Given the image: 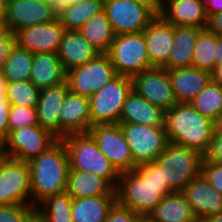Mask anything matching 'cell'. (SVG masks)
I'll return each instance as SVG.
<instances>
[{
  "label": "cell",
  "mask_w": 222,
  "mask_h": 222,
  "mask_svg": "<svg viewBox=\"0 0 222 222\" xmlns=\"http://www.w3.org/2000/svg\"><path fill=\"white\" fill-rule=\"evenodd\" d=\"M10 112V103L7 97H0V137L5 140L9 133L8 117Z\"/></svg>",
  "instance_id": "cell-43"
},
{
  "label": "cell",
  "mask_w": 222,
  "mask_h": 222,
  "mask_svg": "<svg viewBox=\"0 0 222 222\" xmlns=\"http://www.w3.org/2000/svg\"><path fill=\"white\" fill-rule=\"evenodd\" d=\"M33 65V53L15 44L2 69L7 82L26 81L30 79Z\"/></svg>",
  "instance_id": "cell-33"
},
{
  "label": "cell",
  "mask_w": 222,
  "mask_h": 222,
  "mask_svg": "<svg viewBox=\"0 0 222 222\" xmlns=\"http://www.w3.org/2000/svg\"><path fill=\"white\" fill-rule=\"evenodd\" d=\"M58 138L40 125L21 127L9 131L4 140V151L8 158L29 162L53 145Z\"/></svg>",
  "instance_id": "cell-11"
},
{
  "label": "cell",
  "mask_w": 222,
  "mask_h": 222,
  "mask_svg": "<svg viewBox=\"0 0 222 222\" xmlns=\"http://www.w3.org/2000/svg\"><path fill=\"white\" fill-rule=\"evenodd\" d=\"M88 133L120 174L135 169L137 165L133 162L120 124L92 125Z\"/></svg>",
  "instance_id": "cell-13"
},
{
  "label": "cell",
  "mask_w": 222,
  "mask_h": 222,
  "mask_svg": "<svg viewBox=\"0 0 222 222\" xmlns=\"http://www.w3.org/2000/svg\"><path fill=\"white\" fill-rule=\"evenodd\" d=\"M148 217L153 222H198L181 192L164 196Z\"/></svg>",
  "instance_id": "cell-28"
},
{
  "label": "cell",
  "mask_w": 222,
  "mask_h": 222,
  "mask_svg": "<svg viewBox=\"0 0 222 222\" xmlns=\"http://www.w3.org/2000/svg\"><path fill=\"white\" fill-rule=\"evenodd\" d=\"M141 222H153L149 217H144Z\"/></svg>",
  "instance_id": "cell-58"
},
{
  "label": "cell",
  "mask_w": 222,
  "mask_h": 222,
  "mask_svg": "<svg viewBox=\"0 0 222 222\" xmlns=\"http://www.w3.org/2000/svg\"><path fill=\"white\" fill-rule=\"evenodd\" d=\"M79 31L100 53H106L109 50L115 37L104 9L93 15Z\"/></svg>",
  "instance_id": "cell-30"
},
{
  "label": "cell",
  "mask_w": 222,
  "mask_h": 222,
  "mask_svg": "<svg viewBox=\"0 0 222 222\" xmlns=\"http://www.w3.org/2000/svg\"><path fill=\"white\" fill-rule=\"evenodd\" d=\"M211 79L213 82L222 85V64L215 65L214 70L211 72Z\"/></svg>",
  "instance_id": "cell-47"
},
{
  "label": "cell",
  "mask_w": 222,
  "mask_h": 222,
  "mask_svg": "<svg viewBox=\"0 0 222 222\" xmlns=\"http://www.w3.org/2000/svg\"><path fill=\"white\" fill-rule=\"evenodd\" d=\"M215 124L222 125V109H221L220 115H219L217 121L215 122Z\"/></svg>",
  "instance_id": "cell-54"
},
{
  "label": "cell",
  "mask_w": 222,
  "mask_h": 222,
  "mask_svg": "<svg viewBox=\"0 0 222 222\" xmlns=\"http://www.w3.org/2000/svg\"><path fill=\"white\" fill-rule=\"evenodd\" d=\"M203 161L222 164V125H215L208 149L203 154Z\"/></svg>",
  "instance_id": "cell-39"
},
{
  "label": "cell",
  "mask_w": 222,
  "mask_h": 222,
  "mask_svg": "<svg viewBox=\"0 0 222 222\" xmlns=\"http://www.w3.org/2000/svg\"><path fill=\"white\" fill-rule=\"evenodd\" d=\"M5 29L4 23H3V18H0V33Z\"/></svg>",
  "instance_id": "cell-55"
},
{
  "label": "cell",
  "mask_w": 222,
  "mask_h": 222,
  "mask_svg": "<svg viewBox=\"0 0 222 222\" xmlns=\"http://www.w3.org/2000/svg\"><path fill=\"white\" fill-rule=\"evenodd\" d=\"M181 193L198 222L222 211V194L216 191L202 174L193 179Z\"/></svg>",
  "instance_id": "cell-17"
},
{
  "label": "cell",
  "mask_w": 222,
  "mask_h": 222,
  "mask_svg": "<svg viewBox=\"0 0 222 222\" xmlns=\"http://www.w3.org/2000/svg\"><path fill=\"white\" fill-rule=\"evenodd\" d=\"M177 103H190L212 80L211 73L195 67L168 70Z\"/></svg>",
  "instance_id": "cell-23"
},
{
  "label": "cell",
  "mask_w": 222,
  "mask_h": 222,
  "mask_svg": "<svg viewBox=\"0 0 222 222\" xmlns=\"http://www.w3.org/2000/svg\"><path fill=\"white\" fill-rule=\"evenodd\" d=\"M72 200L67 192L48 196L36 206V216L41 222H73Z\"/></svg>",
  "instance_id": "cell-31"
},
{
  "label": "cell",
  "mask_w": 222,
  "mask_h": 222,
  "mask_svg": "<svg viewBox=\"0 0 222 222\" xmlns=\"http://www.w3.org/2000/svg\"><path fill=\"white\" fill-rule=\"evenodd\" d=\"M119 124L136 165L155 161L169 143L163 126Z\"/></svg>",
  "instance_id": "cell-8"
},
{
  "label": "cell",
  "mask_w": 222,
  "mask_h": 222,
  "mask_svg": "<svg viewBox=\"0 0 222 222\" xmlns=\"http://www.w3.org/2000/svg\"><path fill=\"white\" fill-rule=\"evenodd\" d=\"M151 6L157 13L161 9V0H136Z\"/></svg>",
  "instance_id": "cell-50"
},
{
  "label": "cell",
  "mask_w": 222,
  "mask_h": 222,
  "mask_svg": "<svg viewBox=\"0 0 222 222\" xmlns=\"http://www.w3.org/2000/svg\"><path fill=\"white\" fill-rule=\"evenodd\" d=\"M222 12V0H210L206 6L207 16Z\"/></svg>",
  "instance_id": "cell-46"
},
{
  "label": "cell",
  "mask_w": 222,
  "mask_h": 222,
  "mask_svg": "<svg viewBox=\"0 0 222 222\" xmlns=\"http://www.w3.org/2000/svg\"><path fill=\"white\" fill-rule=\"evenodd\" d=\"M201 174L216 191L222 194V164L202 161Z\"/></svg>",
  "instance_id": "cell-41"
},
{
  "label": "cell",
  "mask_w": 222,
  "mask_h": 222,
  "mask_svg": "<svg viewBox=\"0 0 222 222\" xmlns=\"http://www.w3.org/2000/svg\"><path fill=\"white\" fill-rule=\"evenodd\" d=\"M28 162L5 157L0 164V205L32 206Z\"/></svg>",
  "instance_id": "cell-12"
},
{
  "label": "cell",
  "mask_w": 222,
  "mask_h": 222,
  "mask_svg": "<svg viewBox=\"0 0 222 222\" xmlns=\"http://www.w3.org/2000/svg\"><path fill=\"white\" fill-rule=\"evenodd\" d=\"M65 27L59 19L30 27L19 29L15 33V43L31 53H57Z\"/></svg>",
  "instance_id": "cell-16"
},
{
  "label": "cell",
  "mask_w": 222,
  "mask_h": 222,
  "mask_svg": "<svg viewBox=\"0 0 222 222\" xmlns=\"http://www.w3.org/2000/svg\"><path fill=\"white\" fill-rule=\"evenodd\" d=\"M217 34L203 28L199 31L193 52L192 67L212 72L215 68Z\"/></svg>",
  "instance_id": "cell-34"
},
{
  "label": "cell",
  "mask_w": 222,
  "mask_h": 222,
  "mask_svg": "<svg viewBox=\"0 0 222 222\" xmlns=\"http://www.w3.org/2000/svg\"><path fill=\"white\" fill-rule=\"evenodd\" d=\"M32 206L36 207L46 197L66 192L70 170L65 143L58 139L45 152L28 162Z\"/></svg>",
  "instance_id": "cell-2"
},
{
  "label": "cell",
  "mask_w": 222,
  "mask_h": 222,
  "mask_svg": "<svg viewBox=\"0 0 222 222\" xmlns=\"http://www.w3.org/2000/svg\"><path fill=\"white\" fill-rule=\"evenodd\" d=\"M215 61H216V65L222 64V36H218V35H217Z\"/></svg>",
  "instance_id": "cell-48"
},
{
  "label": "cell",
  "mask_w": 222,
  "mask_h": 222,
  "mask_svg": "<svg viewBox=\"0 0 222 222\" xmlns=\"http://www.w3.org/2000/svg\"><path fill=\"white\" fill-rule=\"evenodd\" d=\"M144 217L116 202L110 209L105 222H141Z\"/></svg>",
  "instance_id": "cell-40"
},
{
  "label": "cell",
  "mask_w": 222,
  "mask_h": 222,
  "mask_svg": "<svg viewBox=\"0 0 222 222\" xmlns=\"http://www.w3.org/2000/svg\"><path fill=\"white\" fill-rule=\"evenodd\" d=\"M116 75L109 56L100 53L86 64L67 71L65 80L69 91L90 98Z\"/></svg>",
  "instance_id": "cell-9"
},
{
  "label": "cell",
  "mask_w": 222,
  "mask_h": 222,
  "mask_svg": "<svg viewBox=\"0 0 222 222\" xmlns=\"http://www.w3.org/2000/svg\"><path fill=\"white\" fill-rule=\"evenodd\" d=\"M206 28L218 36H222V12L208 16Z\"/></svg>",
  "instance_id": "cell-44"
},
{
  "label": "cell",
  "mask_w": 222,
  "mask_h": 222,
  "mask_svg": "<svg viewBox=\"0 0 222 222\" xmlns=\"http://www.w3.org/2000/svg\"><path fill=\"white\" fill-rule=\"evenodd\" d=\"M6 156H0V164L2 162V160L5 158Z\"/></svg>",
  "instance_id": "cell-61"
},
{
  "label": "cell",
  "mask_w": 222,
  "mask_h": 222,
  "mask_svg": "<svg viewBox=\"0 0 222 222\" xmlns=\"http://www.w3.org/2000/svg\"><path fill=\"white\" fill-rule=\"evenodd\" d=\"M104 10L115 35L143 32L158 14L136 0H104Z\"/></svg>",
  "instance_id": "cell-10"
},
{
  "label": "cell",
  "mask_w": 222,
  "mask_h": 222,
  "mask_svg": "<svg viewBox=\"0 0 222 222\" xmlns=\"http://www.w3.org/2000/svg\"><path fill=\"white\" fill-rule=\"evenodd\" d=\"M3 23L14 34L22 28L57 19L52 5L39 0H4Z\"/></svg>",
  "instance_id": "cell-14"
},
{
  "label": "cell",
  "mask_w": 222,
  "mask_h": 222,
  "mask_svg": "<svg viewBox=\"0 0 222 222\" xmlns=\"http://www.w3.org/2000/svg\"><path fill=\"white\" fill-rule=\"evenodd\" d=\"M66 192L73 199L117 196L116 188L106 178L78 170H69Z\"/></svg>",
  "instance_id": "cell-25"
},
{
  "label": "cell",
  "mask_w": 222,
  "mask_h": 222,
  "mask_svg": "<svg viewBox=\"0 0 222 222\" xmlns=\"http://www.w3.org/2000/svg\"><path fill=\"white\" fill-rule=\"evenodd\" d=\"M215 122L190 103H177L164 111L163 127L170 143L195 150L202 155L212 139Z\"/></svg>",
  "instance_id": "cell-3"
},
{
  "label": "cell",
  "mask_w": 222,
  "mask_h": 222,
  "mask_svg": "<svg viewBox=\"0 0 222 222\" xmlns=\"http://www.w3.org/2000/svg\"><path fill=\"white\" fill-rule=\"evenodd\" d=\"M6 95L10 105L37 108L40 90L30 80L8 82Z\"/></svg>",
  "instance_id": "cell-36"
},
{
  "label": "cell",
  "mask_w": 222,
  "mask_h": 222,
  "mask_svg": "<svg viewBox=\"0 0 222 222\" xmlns=\"http://www.w3.org/2000/svg\"><path fill=\"white\" fill-rule=\"evenodd\" d=\"M39 1H42V2H46V3L52 4V1H53V0H39Z\"/></svg>",
  "instance_id": "cell-60"
},
{
  "label": "cell",
  "mask_w": 222,
  "mask_h": 222,
  "mask_svg": "<svg viewBox=\"0 0 222 222\" xmlns=\"http://www.w3.org/2000/svg\"><path fill=\"white\" fill-rule=\"evenodd\" d=\"M133 89L132 78L116 75L89 98L92 125L119 124L124 102Z\"/></svg>",
  "instance_id": "cell-7"
},
{
  "label": "cell",
  "mask_w": 222,
  "mask_h": 222,
  "mask_svg": "<svg viewBox=\"0 0 222 222\" xmlns=\"http://www.w3.org/2000/svg\"><path fill=\"white\" fill-rule=\"evenodd\" d=\"M99 54V50L79 30H66L57 51L65 72L86 64Z\"/></svg>",
  "instance_id": "cell-22"
},
{
  "label": "cell",
  "mask_w": 222,
  "mask_h": 222,
  "mask_svg": "<svg viewBox=\"0 0 222 222\" xmlns=\"http://www.w3.org/2000/svg\"><path fill=\"white\" fill-rule=\"evenodd\" d=\"M53 14L58 18L71 5V0H53Z\"/></svg>",
  "instance_id": "cell-45"
},
{
  "label": "cell",
  "mask_w": 222,
  "mask_h": 222,
  "mask_svg": "<svg viewBox=\"0 0 222 222\" xmlns=\"http://www.w3.org/2000/svg\"><path fill=\"white\" fill-rule=\"evenodd\" d=\"M63 69L57 53L41 52L33 54L30 81L39 89L58 85L65 81Z\"/></svg>",
  "instance_id": "cell-26"
},
{
  "label": "cell",
  "mask_w": 222,
  "mask_h": 222,
  "mask_svg": "<svg viewBox=\"0 0 222 222\" xmlns=\"http://www.w3.org/2000/svg\"><path fill=\"white\" fill-rule=\"evenodd\" d=\"M84 0H71V4H79L83 2Z\"/></svg>",
  "instance_id": "cell-59"
},
{
  "label": "cell",
  "mask_w": 222,
  "mask_h": 222,
  "mask_svg": "<svg viewBox=\"0 0 222 222\" xmlns=\"http://www.w3.org/2000/svg\"><path fill=\"white\" fill-rule=\"evenodd\" d=\"M164 111L162 107L153 105L132 89L124 102L119 123L163 126Z\"/></svg>",
  "instance_id": "cell-24"
},
{
  "label": "cell",
  "mask_w": 222,
  "mask_h": 222,
  "mask_svg": "<svg viewBox=\"0 0 222 222\" xmlns=\"http://www.w3.org/2000/svg\"><path fill=\"white\" fill-rule=\"evenodd\" d=\"M201 222H222V211L219 213H216L208 218H205Z\"/></svg>",
  "instance_id": "cell-51"
},
{
  "label": "cell",
  "mask_w": 222,
  "mask_h": 222,
  "mask_svg": "<svg viewBox=\"0 0 222 222\" xmlns=\"http://www.w3.org/2000/svg\"><path fill=\"white\" fill-rule=\"evenodd\" d=\"M174 192L155 161L121 173L116 188L117 202L145 217L150 215L164 196Z\"/></svg>",
  "instance_id": "cell-1"
},
{
  "label": "cell",
  "mask_w": 222,
  "mask_h": 222,
  "mask_svg": "<svg viewBox=\"0 0 222 222\" xmlns=\"http://www.w3.org/2000/svg\"><path fill=\"white\" fill-rule=\"evenodd\" d=\"M106 54L116 74L121 76L133 78L153 67L150 64L143 32L115 35Z\"/></svg>",
  "instance_id": "cell-6"
},
{
  "label": "cell",
  "mask_w": 222,
  "mask_h": 222,
  "mask_svg": "<svg viewBox=\"0 0 222 222\" xmlns=\"http://www.w3.org/2000/svg\"><path fill=\"white\" fill-rule=\"evenodd\" d=\"M36 215V207L25 204L0 205V222H29Z\"/></svg>",
  "instance_id": "cell-38"
},
{
  "label": "cell",
  "mask_w": 222,
  "mask_h": 222,
  "mask_svg": "<svg viewBox=\"0 0 222 222\" xmlns=\"http://www.w3.org/2000/svg\"><path fill=\"white\" fill-rule=\"evenodd\" d=\"M158 14L174 26H195L203 29L208 22L206 7L199 0H166Z\"/></svg>",
  "instance_id": "cell-21"
},
{
  "label": "cell",
  "mask_w": 222,
  "mask_h": 222,
  "mask_svg": "<svg viewBox=\"0 0 222 222\" xmlns=\"http://www.w3.org/2000/svg\"><path fill=\"white\" fill-rule=\"evenodd\" d=\"M174 25L166 22L159 14L143 31L150 64L163 67L173 46Z\"/></svg>",
  "instance_id": "cell-18"
},
{
  "label": "cell",
  "mask_w": 222,
  "mask_h": 222,
  "mask_svg": "<svg viewBox=\"0 0 222 222\" xmlns=\"http://www.w3.org/2000/svg\"><path fill=\"white\" fill-rule=\"evenodd\" d=\"M201 2L202 5H204L205 7L207 6V4L210 2V0H199Z\"/></svg>",
  "instance_id": "cell-57"
},
{
  "label": "cell",
  "mask_w": 222,
  "mask_h": 222,
  "mask_svg": "<svg viewBox=\"0 0 222 222\" xmlns=\"http://www.w3.org/2000/svg\"><path fill=\"white\" fill-rule=\"evenodd\" d=\"M9 131L21 127L36 126L38 124L37 109L28 106L10 105L8 117Z\"/></svg>",
  "instance_id": "cell-37"
},
{
  "label": "cell",
  "mask_w": 222,
  "mask_h": 222,
  "mask_svg": "<svg viewBox=\"0 0 222 222\" xmlns=\"http://www.w3.org/2000/svg\"><path fill=\"white\" fill-rule=\"evenodd\" d=\"M90 127L89 98L68 91L60 111V139L73 133L89 132Z\"/></svg>",
  "instance_id": "cell-19"
},
{
  "label": "cell",
  "mask_w": 222,
  "mask_h": 222,
  "mask_svg": "<svg viewBox=\"0 0 222 222\" xmlns=\"http://www.w3.org/2000/svg\"><path fill=\"white\" fill-rule=\"evenodd\" d=\"M190 105L202 115L216 122L222 109V85L211 80L193 98Z\"/></svg>",
  "instance_id": "cell-35"
},
{
  "label": "cell",
  "mask_w": 222,
  "mask_h": 222,
  "mask_svg": "<svg viewBox=\"0 0 222 222\" xmlns=\"http://www.w3.org/2000/svg\"><path fill=\"white\" fill-rule=\"evenodd\" d=\"M132 81L133 89L153 105L167 110L177 104L167 69L152 67L136 74Z\"/></svg>",
  "instance_id": "cell-15"
},
{
  "label": "cell",
  "mask_w": 222,
  "mask_h": 222,
  "mask_svg": "<svg viewBox=\"0 0 222 222\" xmlns=\"http://www.w3.org/2000/svg\"><path fill=\"white\" fill-rule=\"evenodd\" d=\"M69 91L67 81L40 90L37 104L38 124L60 139V111Z\"/></svg>",
  "instance_id": "cell-20"
},
{
  "label": "cell",
  "mask_w": 222,
  "mask_h": 222,
  "mask_svg": "<svg viewBox=\"0 0 222 222\" xmlns=\"http://www.w3.org/2000/svg\"><path fill=\"white\" fill-rule=\"evenodd\" d=\"M117 196L85 197L72 200L73 222H105Z\"/></svg>",
  "instance_id": "cell-29"
},
{
  "label": "cell",
  "mask_w": 222,
  "mask_h": 222,
  "mask_svg": "<svg viewBox=\"0 0 222 222\" xmlns=\"http://www.w3.org/2000/svg\"><path fill=\"white\" fill-rule=\"evenodd\" d=\"M200 30L201 28L195 26H175L173 46L163 68L172 70L192 67L193 52Z\"/></svg>",
  "instance_id": "cell-27"
},
{
  "label": "cell",
  "mask_w": 222,
  "mask_h": 222,
  "mask_svg": "<svg viewBox=\"0 0 222 222\" xmlns=\"http://www.w3.org/2000/svg\"><path fill=\"white\" fill-rule=\"evenodd\" d=\"M15 44V34L5 28L0 33V70L3 69L8 55Z\"/></svg>",
  "instance_id": "cell-42"
},
{
  "label": "cell",
  "mask_w": 222,
  "mask_h": 222,
  "mask_svg": "<svg viewBox=\"0 0 222 222\" xmlns=\"http://www.w3.org/2000/svg\"><path fill=\"white\" fill-rule=\"evenodd\" d=\"M104 9V0H84L71 4L58 17L66 30H79L90 18Z\"/></svg>",
  "instance_id": "cell-32"
},
{
  "label": "cell",
  "mask_w": 222,
  "mask_h": 222,
  "mask_svg": "<svg viewBox=\"0 0 222 222\" xmlns=\"http://www.w3.org/2000/svg\"><path fill=\"white\" fill-rule=\"evenodd\" d=\"M68 154L70 170L86 171L106 178L115 188L120 173L99 150L94 138L88 133H73L62 138Z\"/></svg>",
  "instance_id": "cell-4"
},
{
  "label": "cell",
  "mask_w": 222,
  "mask_h": 222,
  "mask_svg": "<svg viewBox=\"0 0 222 222\" xmlns=\"http://www.w3.org/2000/svg\"><path fill=\"white\" fill-rule=\"evenodd\" d=\"M29 222H41V220L35 215Z\"/></svg>",
  "instance_id": "cell-56"
},
{
  "label": "cell",
  "mask_w": 222,
  "mask_h": 222,
  "mask_svg": "<svg viewBox=\"0 0 222 222\" xmlns=\"http://www.w3.org/2000/svg\"><path fill=\"white\" fill-rule=\"evenodd\" d=\"M0 156H6L4 151V140L0 137Z\"/></svg>",
  "instance_id": "cell-52"
},
{
  "label": "cell",
  "mask_w": 222,
  "mask_h": 222,
  "mask_svg": "<svg viewBox=\"0 0 222 222\" xmlns=\"http://www.w3.org/2000/svg\"><path fill=\"white\" fill-rule=\"evenodd\" d=\"M7 80L6 77L3 74V71L0 70V97H7Z\"/></svg>",
  "instance_id": "cell-49"
},
{
  "label": "cell",
  "mask_w": 222,
  "mask_h": 222,
  "mask_svg": "<svg viewBox=\"0 0 222 222\" xmlns=\"http://www.w3.org/2000/svg\"><path fill=\"white\" fill-rule=\"evenodd\" d=\"M202 161L201 153L170 142L155 160L164 180L175 192H181L193 179L201 175Z\"/></svg>",
  "instance_id": "cell-5"
},
{
  "label": "cell",
  "mask_w": 222,
  "mask_h": 222,
  "mask_svg": "<svg viewBox=\"0 0 222 222\" xmlns=\"http://www.w3.org/2000/svg\"><path fill=\"white\" fill-rule=\"evenodd\" d=\"M4 0H0V18L3 17Z\"/></svg>",
  "instance_id": "cell-53"
}]
</instances>
